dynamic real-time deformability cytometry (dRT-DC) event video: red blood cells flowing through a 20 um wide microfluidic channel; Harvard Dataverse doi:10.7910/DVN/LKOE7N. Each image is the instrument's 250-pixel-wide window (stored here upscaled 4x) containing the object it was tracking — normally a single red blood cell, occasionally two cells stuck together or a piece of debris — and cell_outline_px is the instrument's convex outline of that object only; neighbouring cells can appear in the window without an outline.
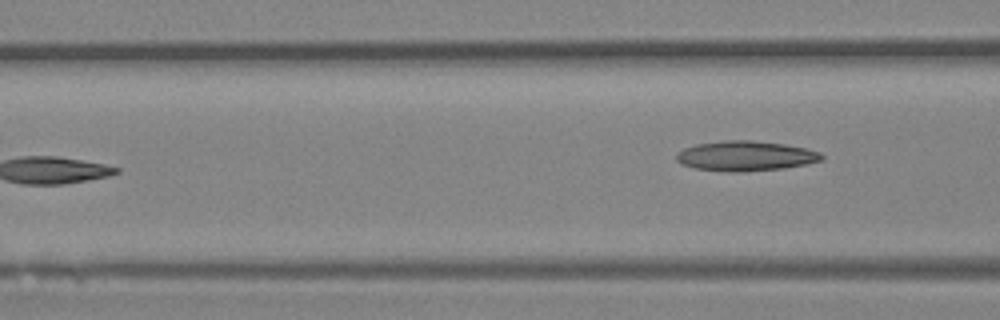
{"species": "Egyptian fruit bat (a non-hibernating species)", "species_latin": "Rousettus aegyptiacus", "temperature_condition": "room temperature", "stored_images_in_passage": 6, "camera_frame_rate_fps": 3000, "um_per_image_px": 0.085, "animal": {"sex": "female"}, "frame": {"image": 1, "passage_image": 6, "time_ms": 1.667, "image_size_px": [1000, 320], "cell_outline_px": [[824, 156], [820, 160], [804, 164], [784, 168], [740, 172], [732, 172], [696, 168], [680, 164], [676, 160], [676, 152], [684, 148], [696, 144], [724, 140], [752, 140], [784, 144], [804, 148], [820, 152]], "centroid_in_image_um": [63.32, 13.25], "position_along_channel_um": 103.3, "area_um2": 25.26}}